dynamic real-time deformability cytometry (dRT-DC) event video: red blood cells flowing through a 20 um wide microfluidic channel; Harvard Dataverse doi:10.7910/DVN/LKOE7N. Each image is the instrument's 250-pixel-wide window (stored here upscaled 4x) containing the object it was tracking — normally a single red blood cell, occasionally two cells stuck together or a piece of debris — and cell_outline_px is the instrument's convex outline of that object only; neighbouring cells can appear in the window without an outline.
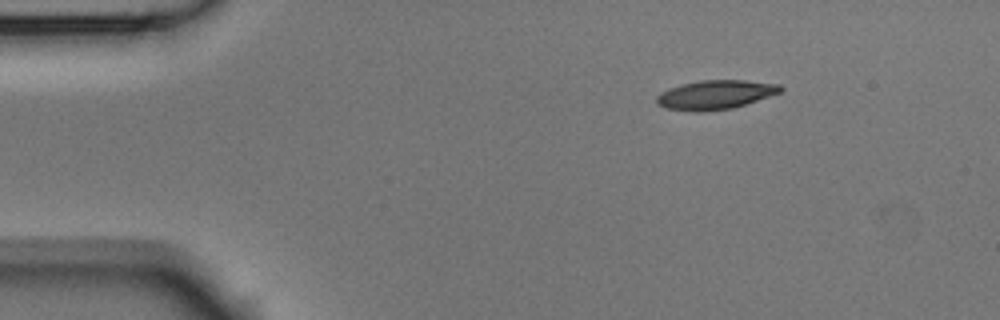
{"species": "Egyptian fruit bat (a non-hibernating species)", "species_latin": "Rousettus aegyptiacus", "temperature_condition": "room temperature", "stored_images_in_passage": 4, "camera_frame_rate_fps": 3000, "um_per_image_px": 0.085, "animal": {"sex": "male"}, "frame": {"image": 1, "passage_image": 1, "time_ms": 0.0, "image_size_px": [1000, 320], "cell_outline_px": [[784, 88], [780, 92], [732, 108], [696, 112], [668, 108], [656, 104], [656, 96], [660, 92], [668, 88], [680, 84], [700, 80], [744, 80], [780, 84]], "centroid_in_image_um": [60.76, 8.04], "position_along_channel_um": 24.2, "area_um2": 20.87}}